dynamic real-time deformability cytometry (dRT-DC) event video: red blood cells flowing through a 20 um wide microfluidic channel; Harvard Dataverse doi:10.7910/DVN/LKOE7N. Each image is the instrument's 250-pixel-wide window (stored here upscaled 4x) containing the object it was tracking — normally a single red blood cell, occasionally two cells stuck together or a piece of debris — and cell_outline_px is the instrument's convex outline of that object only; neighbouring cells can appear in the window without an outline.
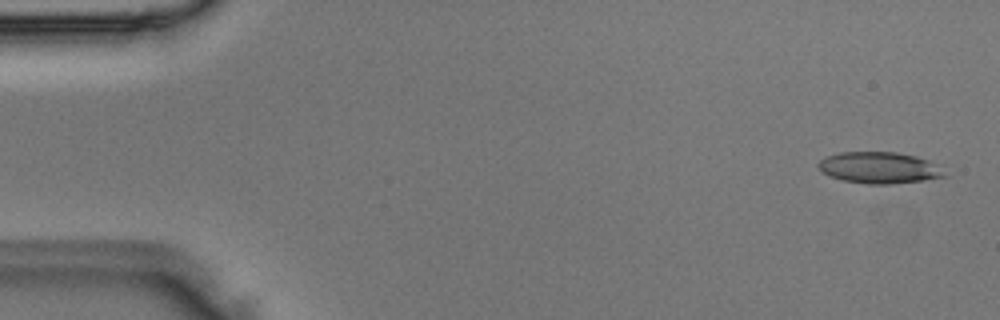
{"species": "Egyptian fruit bat (a non-hibernating species)", "species_latin": "Rousettus aegyptiacus", "temperature_condition": "room temperature", "stored_images_in_passage": 4, "camera_frame_rate_fps": 3000, "um_per_image_px": 0.085, "animal": {"sex": "male"}, "frame": {"image": 1, "passage_image": 1, "time_ms": 0.0, "image_size_px": [1000, 320], "cell_outline_px": [[948, 176], [892, 184], [868, 184], [844, 180], [820, 172], [816, 164], [820, 160], [828, 156], [840, 152], [896, 152], [916, 156], [928, 160]], "centroid_in_image_um": [74.67, 14.25], "position_along_channel_um": 10.3, "area_um2": 22.77}}
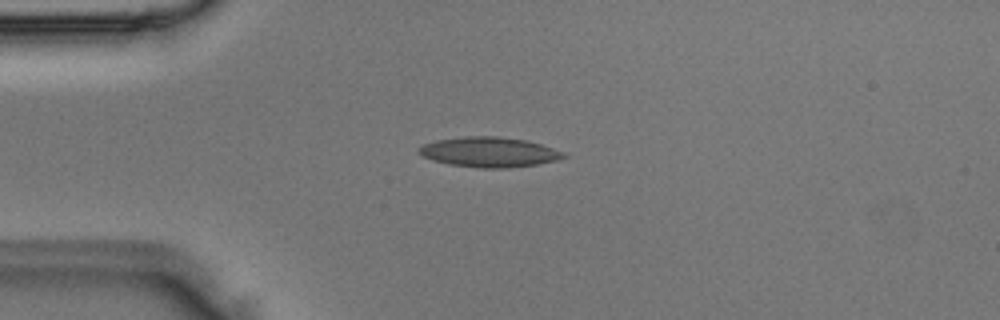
{"frame": {"image": 2, "passage_image": 4, "time_ms": 1.0, "image_size_px": [1000, 320], "cell_outline_px": [[568, 156], [556, 160], [536, 164], [504, 168], [480, 168], [452, 164], [432, 160], [424, 156], [420, 152], [420, 148], [424, 144], [436, 140], [464, 136], [496, 136], [528, 140], [564, 152]], "centroid_in_image_um": [41.61, 12.92], "position_along_channel_um": 43.4, "area_um2": 24.97}}